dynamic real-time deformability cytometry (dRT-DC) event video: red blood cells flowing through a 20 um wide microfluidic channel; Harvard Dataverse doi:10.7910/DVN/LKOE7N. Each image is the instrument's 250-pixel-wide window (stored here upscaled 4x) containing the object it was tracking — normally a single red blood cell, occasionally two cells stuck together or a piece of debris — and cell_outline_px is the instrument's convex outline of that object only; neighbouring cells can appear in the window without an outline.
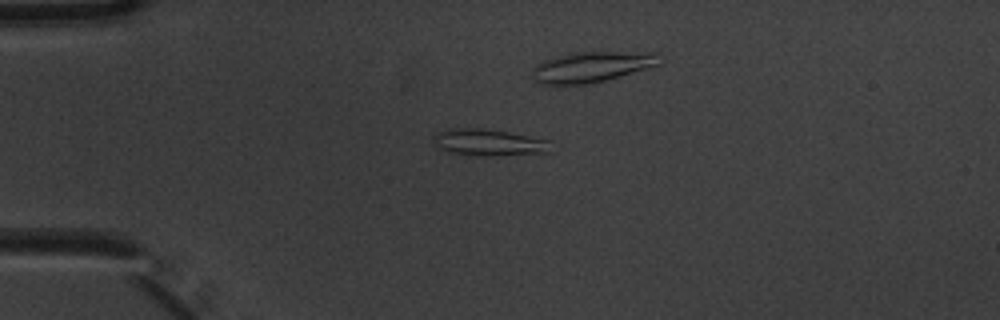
{"species": "common noctule bat (a hibernating species)", "species_latin": "Nyctalus noctula", "temperature_condition": "warm", "stored_images_in_passage": 8, "camera_frame_rate_fps": 3000, "um_per_image_px": 0.085, "animal": {"sex": "male", "body_mass_g": 20.1, "forearm_length_mm": 53.5}, "frame": {"image": 1, "passage_image": 4, "time_ms": 1.0, "image_size_px": [1000, 320], "cell_outline_px": [[552, 152], [448, 152], [432, 144], [436, 132], [448, 128], [480, 128], [508, 132], [548, 140]], "centroid_in_image_um": [41.45, 12.02], "position_along_channel_um": 43.6, "area_um2": 16.65}}
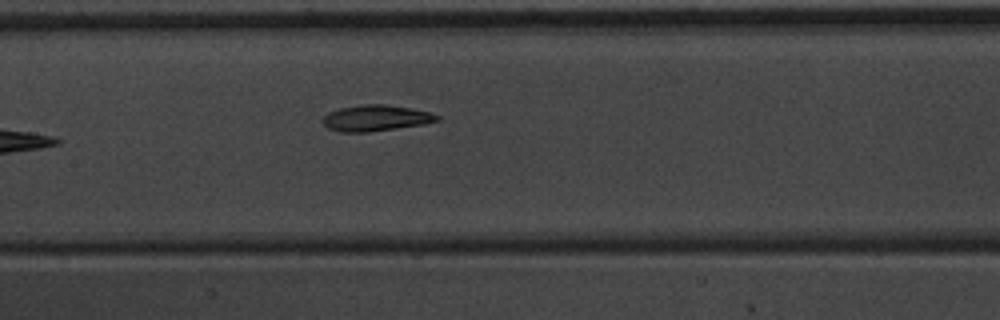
{"frame": {"image": 2, "passage_image": 8, "time_ms": 2.333, "image_size_px": [1000, 320], "cell_outline_px": [[440, 120], [424, 124], [368, 132], [340, 132], [328, 128], [320, 120], [328, 112], [340, 108], [360, 104], [384, 104], [408, 108], [428, 112], [440, 116]], "centroid_in_image_um": [31.9, 10.03], "position_along_channel_um": 175.5, "area_um2": 17.28}}